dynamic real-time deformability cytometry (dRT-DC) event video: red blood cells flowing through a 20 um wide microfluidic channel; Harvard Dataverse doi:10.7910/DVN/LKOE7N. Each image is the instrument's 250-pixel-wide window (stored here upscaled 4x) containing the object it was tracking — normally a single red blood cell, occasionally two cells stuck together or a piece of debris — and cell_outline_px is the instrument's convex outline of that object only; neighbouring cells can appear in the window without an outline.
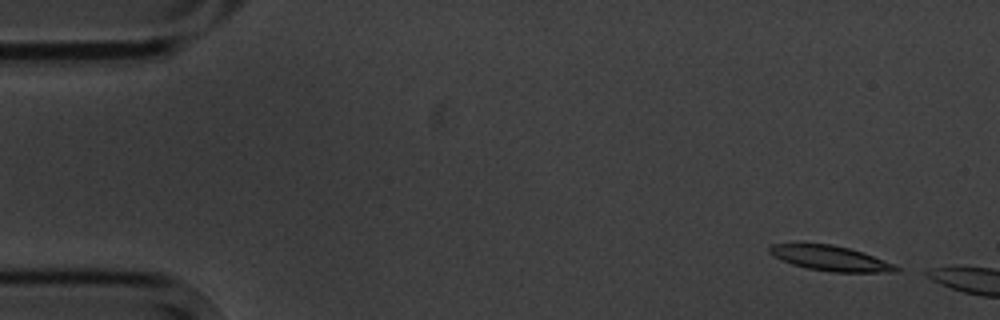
{"species": "common noctule bat (a hibernating species)", "species_latin": "Nyctalus noctula", "temperature_condition": "cold", "stored_images_in_passage": 2, "camera_frame_rate_fps": 3000, "um_per_image_px": 0.085, "animal": {"sex": "male", "body_mass_g": 20.1, "forearm_length_mm": 53.5}, "frame": {"image": 1, "passage_image": 1, "time_ms": 0.0, "image_size_px": [1000, 320], "cell_outline_px": [[900, 272], [832, 272], [808, 268], [792, 264], [768, 252], [768, 248], [772, 244], [804, 240], [832, 244], [848, 248], [884, 260], [900, 268]], "centroid_in_image_um": [70.5, 21.9], "position_along_channel_um": 14.5, "area_um2": 18.9}}